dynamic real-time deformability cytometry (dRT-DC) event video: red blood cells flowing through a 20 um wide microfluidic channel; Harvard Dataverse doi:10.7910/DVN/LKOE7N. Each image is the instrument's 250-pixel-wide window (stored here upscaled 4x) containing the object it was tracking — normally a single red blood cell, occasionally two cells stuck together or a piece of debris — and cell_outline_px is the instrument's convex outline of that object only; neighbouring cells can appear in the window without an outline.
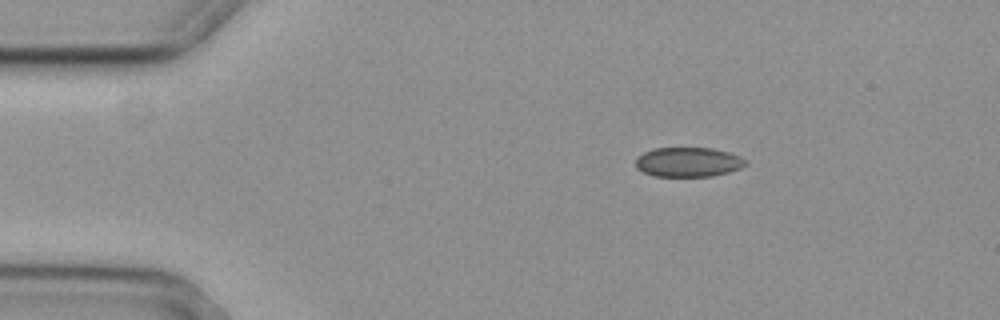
{"species": "common noctule bat (a hibernating species)", "species_latin": "Nyctalus noctula", "temperature_condition": "cold", "stored_images_in_passage": 2, "camera_frame_rate_fps": 3000, "um_per_image_px": 0.085, "animal": {"sex": "female", "body_mass_g": 29.2, "forearm_length_mm": 56.3}, "frame": {"image": 1, "passage_image": 1, "time_ms": 0.0, "image_size_px": [1000, 320], "cell_outline_px": [[748, 164], [740, 168], [728, 172], [712, 176], [652, 176], [636, 168], [636, 156], [652, 148], [712, 148], [728, 152], [740, 156]], "centroid_in_image_um": [58.47, 13.77], "position_along_channel_um": 26.5, "area_um2": 18.96}}